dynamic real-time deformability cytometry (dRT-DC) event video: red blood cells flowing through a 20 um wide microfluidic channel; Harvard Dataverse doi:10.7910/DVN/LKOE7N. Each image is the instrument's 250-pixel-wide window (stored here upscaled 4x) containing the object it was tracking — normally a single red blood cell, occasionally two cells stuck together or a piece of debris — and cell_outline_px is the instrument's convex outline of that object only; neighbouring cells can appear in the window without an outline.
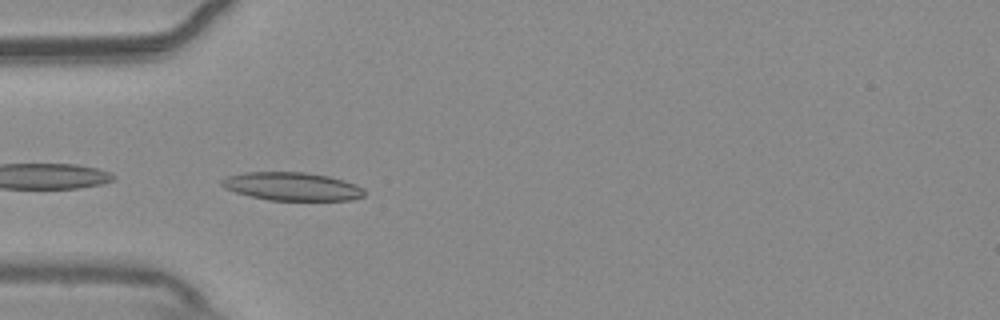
{"species": "common noctule bat (a hibernating species)", "species_latin": "Nyctalus noctula", "temperature_condition": "warm", "stored_images_in_passage": 9, "camera_frame_rate_fps": 3000, "um_per_image_px": 0.085, "animal": {"sex": "male", "body_mass_g": 20.4}, "frame": {"image": 1, "passage_image": 1, "time_ms": 0.0, "image_size_px": [1000, 320], "cell_outline_px": [[364, 196], [352, 200], [268, 200], [236, 192], [224, 188], [220, 184], [220, 180], [224, 176], [244, 172], [304, 172], [328, 176], [344, 180], [356, 184], [364, 188]], "centroid_in_image_um": [24.81, 15.84], "position_along_channel_um": 60.2, "area_um2": 23.58}}